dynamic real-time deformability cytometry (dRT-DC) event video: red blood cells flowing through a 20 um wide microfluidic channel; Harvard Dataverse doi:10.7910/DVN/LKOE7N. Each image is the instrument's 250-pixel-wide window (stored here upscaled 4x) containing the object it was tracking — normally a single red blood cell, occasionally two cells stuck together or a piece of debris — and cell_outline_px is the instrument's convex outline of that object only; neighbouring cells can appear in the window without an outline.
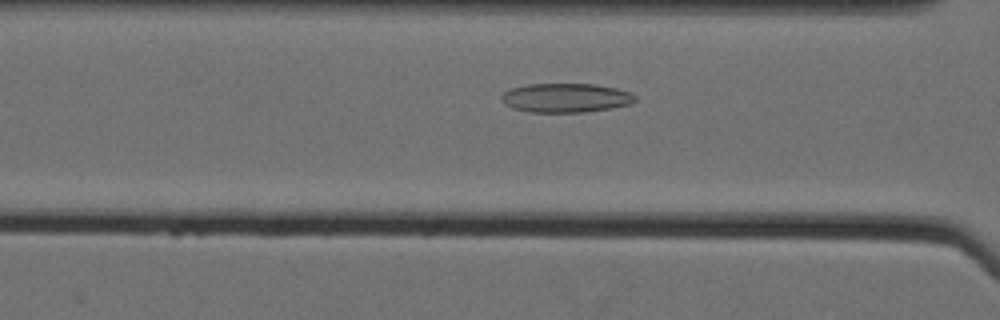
{"species": "Egyptian fruit bat (a non-hibernating species)", "species_latin": "Rousettus aegyptiacus", "temperature_condition": "cold", "stored_images_in_passage": 46, "camera_frame_rate_fps": 3000, "um_per_image_px": 0.085, "animal": {"sex": "female"}, "frame": {"image": 1, "passage_image": 18, "time_ms": 5.667, "image_size_px": [1000, 320], "cell_outline_px": [[636, 100], [628, 104], [612, 108], [584, 112], [528, 112], [512, 108], [504, 104], [500, 100], [500, 96], [508, 88], [528, 84], [596, 84], [616, 88], [628, 92], [636, 96]], "centroid_in_image_um": [48.03, 8.31], "position_along_channel_um": 118.6, "area_um2": 22.83}}
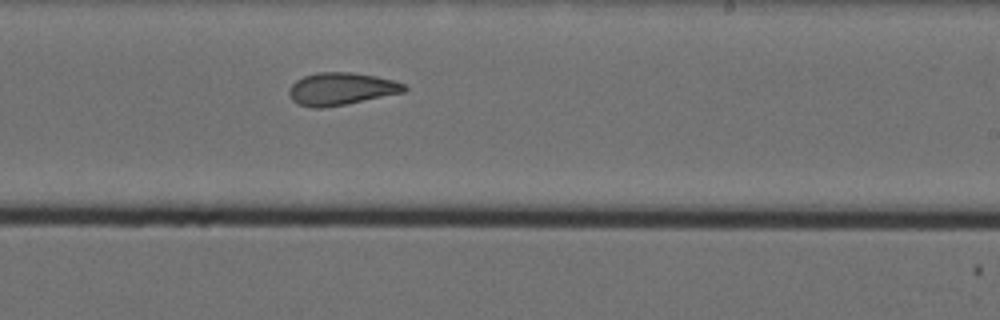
{"frame": {"image": 2, "passage_image": 30, "time_ms": 9.667, "image_size_px": [1000, 320], "cell_outline_px": [[408, 88], [404, 92], [344, 104], [320, 108], [312, 108], [296, 104], [292, 100], [288, 92], [288, 88], [296, 80], [304, 76], [316, 72], [352, 72], [376, 76], [392, 80], [404, 84]], "centroid_in_image_um": [28.95, 7.55], "position_along_channel_um": 260.1, "area_um2": 21.73}}
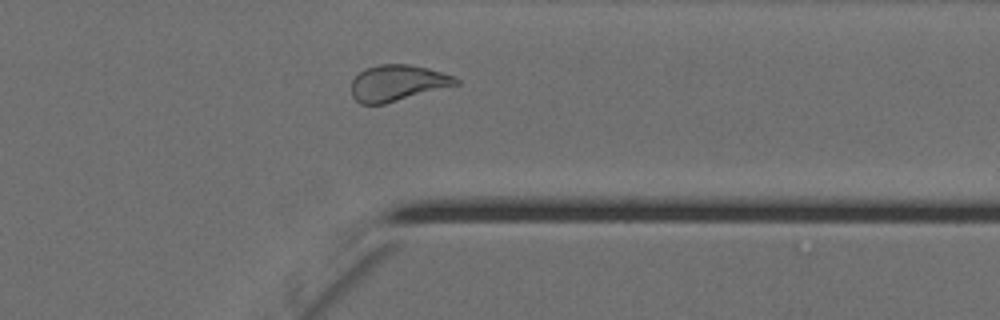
{"frame": {"image": 3, "passage_image": 40, "time_ms": 13.0, "image_size_px": [1000, 320], "cell_outline_px": [[460, 84], [384, 104], [360, 104], [352, 96], [352, 80], [364, 68], [380, 64], [408, 64], [428, 68], [456, 76], [460, 80]], "centroid_in_image_um": [33.81, 7.05], "position_along_channel_um": 377.6, "area_um2": 22.08}, "authors_computed_cell_mechanics": {"area_um2": 22.4553, "velocity_mm_per_s": 3.5294, "shape_relaxation_time_tau1_ms": 9.0586, "shape_relaxation_time_tau2_ms": 2.9767, "deformation_change_tau1": 0.1927, "deformation_change_tau2": 0.1066}}